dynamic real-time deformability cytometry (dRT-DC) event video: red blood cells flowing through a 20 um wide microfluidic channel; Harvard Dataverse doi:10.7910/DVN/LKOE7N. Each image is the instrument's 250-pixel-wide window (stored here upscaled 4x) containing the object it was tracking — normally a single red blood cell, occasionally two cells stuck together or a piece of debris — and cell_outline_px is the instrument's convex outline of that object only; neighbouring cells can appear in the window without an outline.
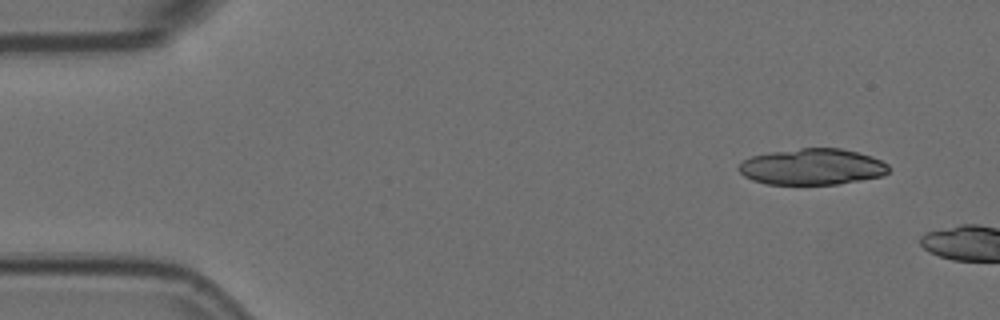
{"species": "Egyptian fruit bat (a non-hibernating species)", "species_latin": "Rousettus aegyptiacus", "temperature_condition": "room temperature", "stored_images_in_passage": 3, "camera_frame_rate_fps": 3000, "um_per_image_px": 0.085, "animal": {"sex": "female"}, "frame": {"image": 1, "passage_image": 1, "time_ms": 0.0, "image_size_px": [1000, 320], "cell_outline_px": [[888, 172], [880, 176], [860, 180], [836, 184], [768, 184], [752, 180], [744, 176], [736, 168], [744, 160], [752, 156], [768, 152], [800, 148], [840, 148], [872, 156], [888, 164]], "centroid_in_image_um": [69.0, 14.17], "position_along_channel_um": 16.0, "area_um2": 31.5}}